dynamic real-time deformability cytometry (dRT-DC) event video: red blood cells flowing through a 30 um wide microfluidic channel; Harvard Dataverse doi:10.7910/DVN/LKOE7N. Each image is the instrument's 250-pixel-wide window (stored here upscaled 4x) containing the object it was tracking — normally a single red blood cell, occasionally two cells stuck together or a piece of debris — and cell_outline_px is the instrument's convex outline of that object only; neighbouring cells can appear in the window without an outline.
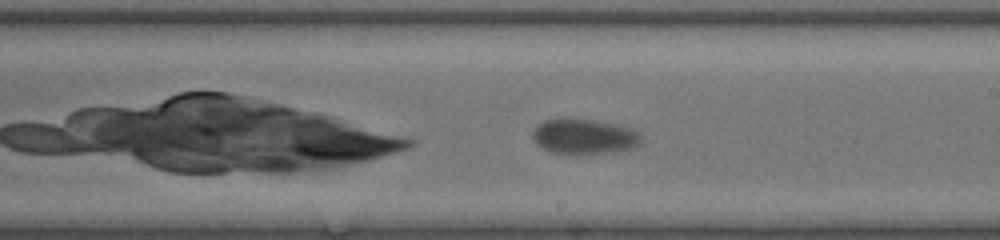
{"species": "common noctule bat (a hibernating species)", "species_latin": "Nyctalus noctula", "temperature_condition": "room temperature", "stored_images_in_passage": 26, "camera_frame_rate_fps": 3000, "um_per_image_px": 0.085, "animal": {"sex": "female", "body_mass_g": 20.0, "forearm_length_mm": 54.0}, "frame": {"image": 1, "passage_image": 11, "time_ms": 3.333, "image_size_px": [1000, 240], "cell_outline_px": [[640, 140], [632, 148], [604, 152], [552, 152], [536, 144], [532, 136], [532, 132], [544, 120], [568, 116], [592, 120], [632, 128], [640, 132]], "centroid_in_image_um": [49.6, 11.54], "position_along_channel_um": 239.4, "area_um2": 21.73}}
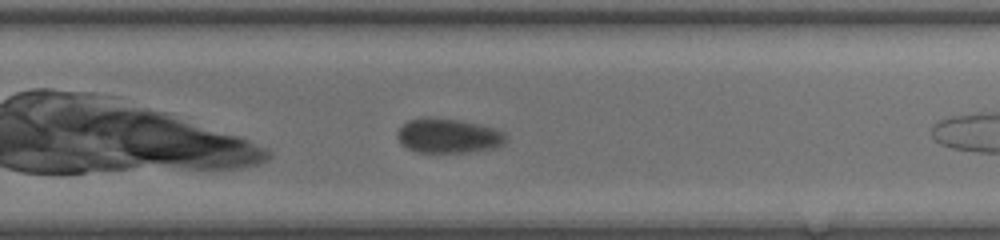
{"frame": {"image": 2, "passage_image": 15, "time_ms": 4.667, "image_size_px": [1000, 240], "cell_outline_px": [[508, 140], [504, 144], [496, 148], [468, 152], [416, 152], [400, 144], [396, 136], [396, 132], [400, 124], [408, 120], [424, 116], [432, 116], [460, 120], [480, 124], [496, 128], [504, 132], [508, 136]], "centroid_in_image_um": [38.09, 11.52], "position_along_channel_um": 291.7, "area_um2": 22.6}}
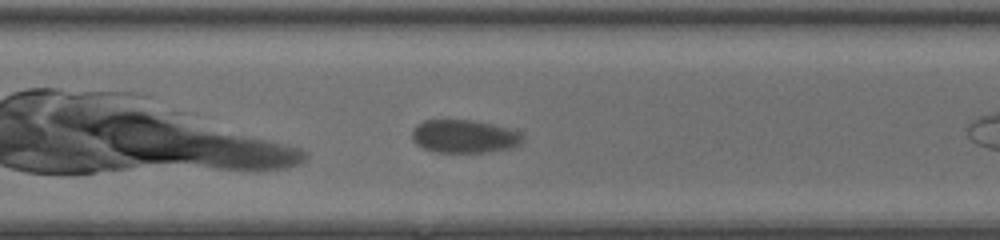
{"frame": {"image": 3, "passage_image": 18, "time_ms": 5.667, "image_size_px": [1000, 240], "cell_outline_px": [[524, 140], [520, 144], [512, 148], [488, 152], [436, 152], [424, 148], [416, 144], [412, 136], [412, 128], [416, 124], [424, 120], [472, 120], [492, 124], [508, 128], [520, 132], [524, 136]], "centroid_in_image_um": [39.47, 11.59], "position_along_channel_um": 331.1, "area_um2": 21.5}}